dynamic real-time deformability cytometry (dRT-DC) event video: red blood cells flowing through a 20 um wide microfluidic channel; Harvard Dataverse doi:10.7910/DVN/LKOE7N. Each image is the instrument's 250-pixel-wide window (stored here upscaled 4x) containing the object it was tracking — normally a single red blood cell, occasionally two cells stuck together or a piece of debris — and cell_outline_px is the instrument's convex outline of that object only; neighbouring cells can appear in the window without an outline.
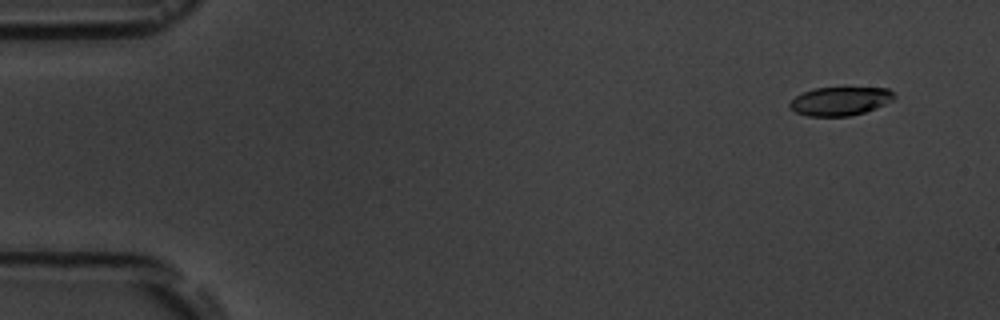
{"species": "common noctule bat (a hibernating species)", "species_latin": "Nyctalus noctula", "temperature_condition": "room temperature", "stored_images_in_passage": 9, "camera_frame_rate_fps": 3000, "um_per_image_px": 0.085, "animal": {"sex": "male", "body_mass_g": 19.5, "forearm_length_mm": 54.6}, "frame": {"image": 1, "passage_image": 2, "time_ms": 1.0, "image_size_px": [1000, 320], "cell_outline_px": [[896, 96], [892, 100], [876, 108], [864, 112], [848, 116], [808, 116], [796, 112], [788, 108], [788, 104], [796, 96], [804, 92], [816, 88], [888, 88]], "centroid_in_image_um": [71.39, 8.6], "position_along_channel_um": 13.6, "area_um2": 17.22}}
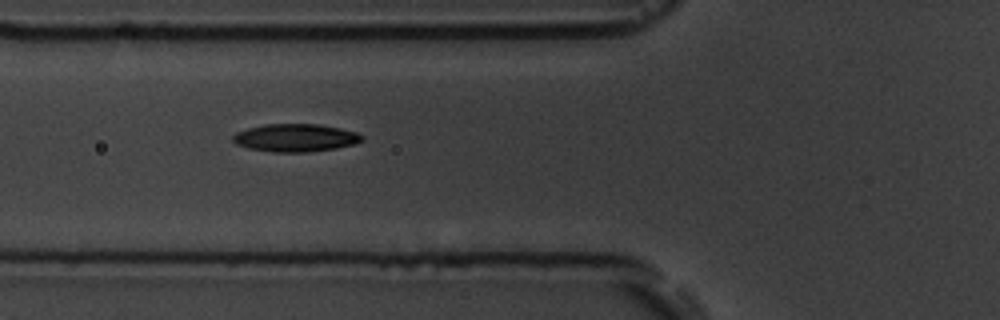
{"frame": {"image": 2, "passage_image": 7, "time_ms": 6.667, "image_size_px": [1000, 320], "cell_outline_px": [[364, 140], [356, 144], [336, 148], [308, 152], [272, 152], [248, 148], [236, 144], [232, 140], [232, 136], [236, 132], [248, 128], [264, 124], [316, 124], [340, 128], [356, 132], [364, 136]], "centroid_in_image_um": [25.12, 11.71], "position_along_channel_um": 100.7, "area_um2": 21.04}}
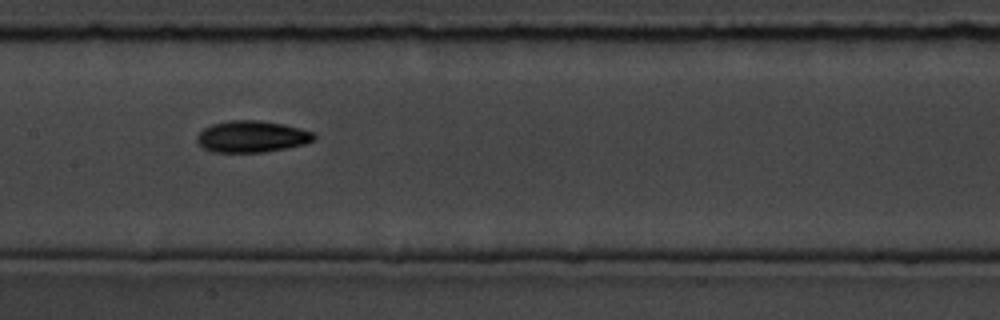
{"frame": {"image": 3, "passage_image": 9, "time_ms": 9.0, "image_size_px": [1000, 320], "cell_outline_px": [[316, 140], [304, 144], [264, 152], [212, 152], [204, 148], [196, 140], [196, 136], [204, 128], [212, 124], [232, 120], [260, 120], [284, 124], [300, 128], [312, 132], [316, 136]], "centroid_in_image_um": [21.41, 11.6], "position_along_channel_um": 186.0, "area_um2": 21.5}}